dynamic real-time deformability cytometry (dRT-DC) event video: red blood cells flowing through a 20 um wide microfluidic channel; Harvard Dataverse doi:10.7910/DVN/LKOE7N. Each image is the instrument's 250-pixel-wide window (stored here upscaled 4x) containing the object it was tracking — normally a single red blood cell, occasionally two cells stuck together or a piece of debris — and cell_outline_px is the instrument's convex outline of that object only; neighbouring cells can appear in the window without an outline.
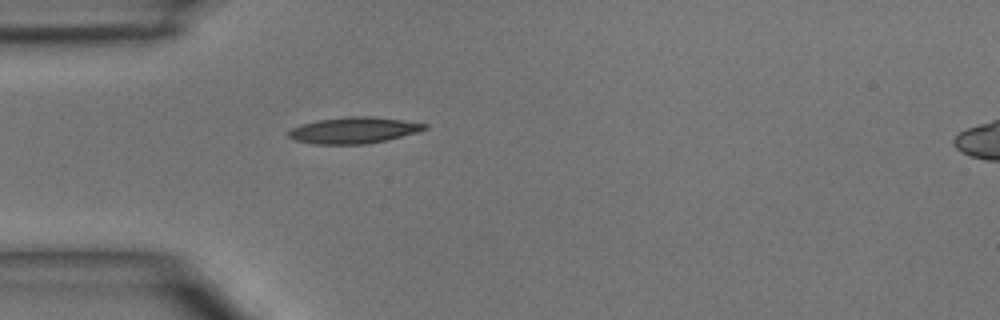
{"species": "common noctule bat (a hibernating species)", "species_latin": "Nyctalus noctula", "temperature_condition": "room temperature", "stored_images_in_passage": 1, "camera_frame_rate_fps": 3000, "um_per_image_px": 0.085, "animal": {"sex": "male", "body_mass_g": 15.6}, "frame": {"image": 1, "passage_image": 1, "time_ms": 0.0, "image_size_px": [1000, 320], "cell_outline_px": [[428, 128], [416, 132], [388, 140], [368, 144], [316, 144], [296, 140], [288, 136], [288, 132], [292, 128], [300, 124], [316, 120], [348, 116], [372, 116], [428, 124]], "centroid_in_image_um": [30.06, 11.07], "position_along_channel_um": 54.9, "area_um2": 20.81}}